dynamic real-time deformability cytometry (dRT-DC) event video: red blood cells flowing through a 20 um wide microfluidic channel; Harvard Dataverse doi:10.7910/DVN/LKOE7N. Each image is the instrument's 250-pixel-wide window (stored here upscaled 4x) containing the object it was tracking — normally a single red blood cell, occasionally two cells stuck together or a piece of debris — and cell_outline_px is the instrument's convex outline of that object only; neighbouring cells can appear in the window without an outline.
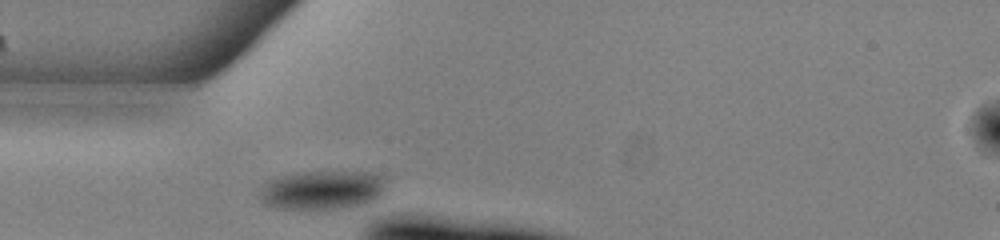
{"species": "common noctule bat (a hibernating species)", "species_latin": "Nyctalus noctula", "temperature_condition": "warm", "stored_images_in_passage": 10, "camera_frame_rate_fps": 3000, "um_per_image_px": 0.085, "animal": {"sex": "male", "body_mass_g": 13.0, "forearm_length_mm": 53.1}, "frame": {"image": 1, "passage_image": 1, "time_ms": 0.0, "image_size_px": [1000, 240], "cell_outline_px": [[380, 192], [376, 196], [368, 200], [356, 204], [336, 208], [276, 208], [260, 200], [260, 192], [264, 180], [296, 172], [368, 172], [380, 176]], "centroid_in_image_um": [27.19, 16.12], "position_along_channel_um": 57.8, "area_um2": 27.46}}